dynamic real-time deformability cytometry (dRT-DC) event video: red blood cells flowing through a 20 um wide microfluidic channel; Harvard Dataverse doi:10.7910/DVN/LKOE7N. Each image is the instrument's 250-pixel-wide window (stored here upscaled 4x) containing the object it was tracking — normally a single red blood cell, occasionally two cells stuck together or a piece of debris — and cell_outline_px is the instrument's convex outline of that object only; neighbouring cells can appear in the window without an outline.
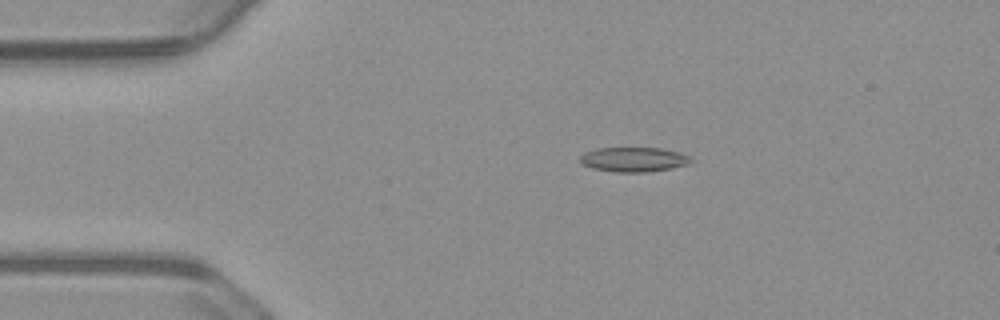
{"species": "common noctule bat (a hibernating species)", "species_latin": "Nyctalus noctula", "temperature_condition": "warm", "stored_images_in_passage": 54, "camera_frame_rate_fps": 3000, "um_per_image_px": 0.085, "animal": {"sex": "male", "body_mass_g": 23.1, "forearm_length_mm": 52.7}, "frame": {"image": 1, "passage_image": 10, "time_ms": 3.0, "image_size_px": [1000, 320], "cell_outline_px": [[692, 160], [688, 164], [672, 168], [648, 172], [616, 172], [592, 168], [584, 164], [580, 160], [580, 156], [584, 152], [596, 148], [660, 148], [680, 152], [688, 156]], "centroid_in_image_um": [53.86, 13.55], "position_along_channel_um": 31.1, "area_um2": 15.84}}
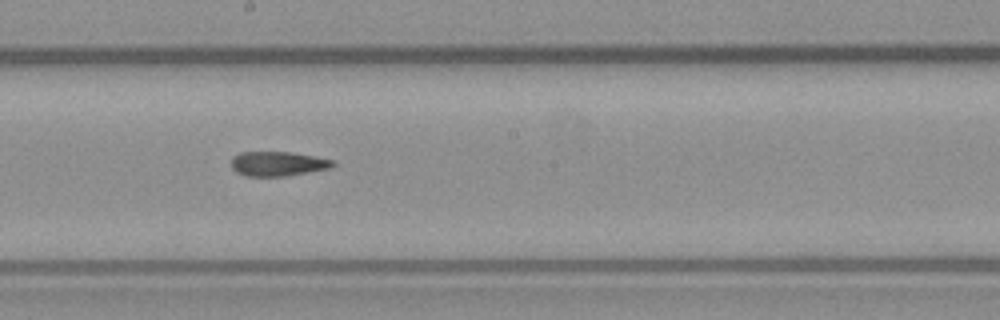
{"frame": {"image": 2, "passage_image": 29, "time_ms": 9.333, "image_size_px": [1000, 320], "cell_outline_px": [[336, 164], [332, 168], [284, 176], [244, 176], [236, 172], [232, 168], [232, 156], [240, 152], [292, 152], [316, 156], [336, 160]], "centroid_in_image_um": [23.65, 13.91], "position_along_channel_um": 224.5, "area_um2": 14.74}}
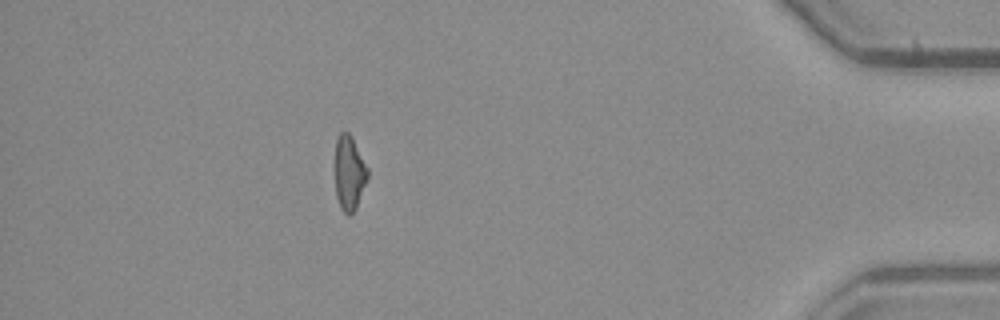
{"frame": {"image": 3, "passage_image": 48, "time_ms": 15.667, "image_size_px": [1000, 320], "cell_outline_px": [[368, 176], [356, 208], [348, 216], [340, 208], [336, 196], [336, 140], [340, 132], [348, 132], [352, 136], [368, 168]], "centroid_in_image_um": [29.69, 14.7], "position_along_channel_um": 405.5, "area_um2": 13.99}, "authors_computed_cell_mechanics": {"area_um2": 15.3459, "velocity_mm_per_s": 3.7394, "shape_relaxation_time_tau1_ms": null, "shape_relaxation_time_tau2_ms": 5.7305, "deformation_change_tau1": null, "deformation_change_tau2": 0.1556}}